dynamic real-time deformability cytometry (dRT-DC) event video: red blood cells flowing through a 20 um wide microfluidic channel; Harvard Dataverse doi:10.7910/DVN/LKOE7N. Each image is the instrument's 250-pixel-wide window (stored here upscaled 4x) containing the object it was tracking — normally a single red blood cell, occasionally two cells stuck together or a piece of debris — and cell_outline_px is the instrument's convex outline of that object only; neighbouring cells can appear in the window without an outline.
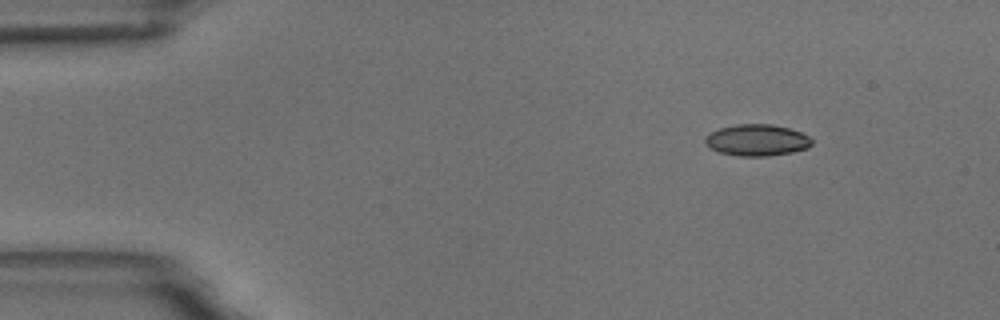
{"species": "common noctule bat (a hibernating species)", "species_latin": "Nyctalus noctula", "temperature_condition": "room temperature", "stored_images_in_passage": 51, "camera_frame_rate_fps": 3000, "um_per_image_px": 0.085, "animal": {"sex": "male", "body_mass_g": 18.8}, "frame": {"image": 1, "passage_image": 1, "time_ms": 0.0, "image_size_px": [1000, 320], "cell_outline_px": [[812, 144], [808, 148], [792, 152], [768, 156], [736, 156], [720, 152], [708, 148], [704, 144], [704, 140], [712, 132], [720, 128], [736, 124], [772, 124], [788, 128], [800, 132], [808, 136], [812, 140]], "centroid_in_image_um": [64.33, 11.92], "position_along_channel_um": 20.7, "area_um2": 19.59}}
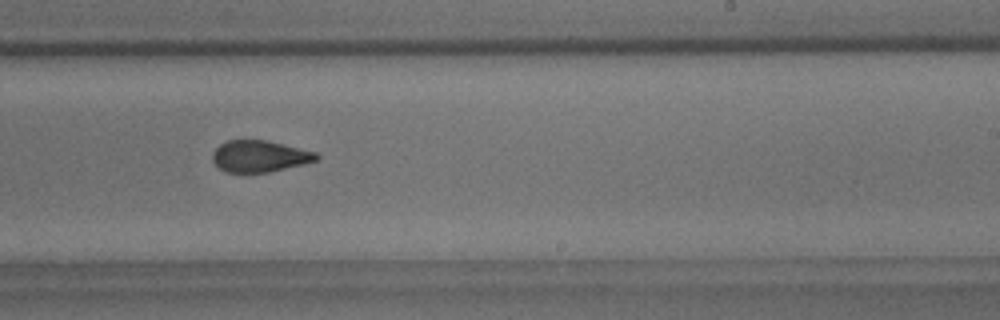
{"frame": {"image": 2, "passage_image": 29, "time_ms": 9.333, "image_size_px": [1000, 320], "cell_outline_px": [[320, 156], [316, 160], [304, 164], [268, 172], [228, 172], [220, 168], [212, 160], [212, 152], [220, 144], [228, 140], [244, 136], [268, 140], [316, 152]], "centroid_in_image_um": [22.03, 13.22], "position_along_channel_um": 267.0, "area_um2": 19.59}}
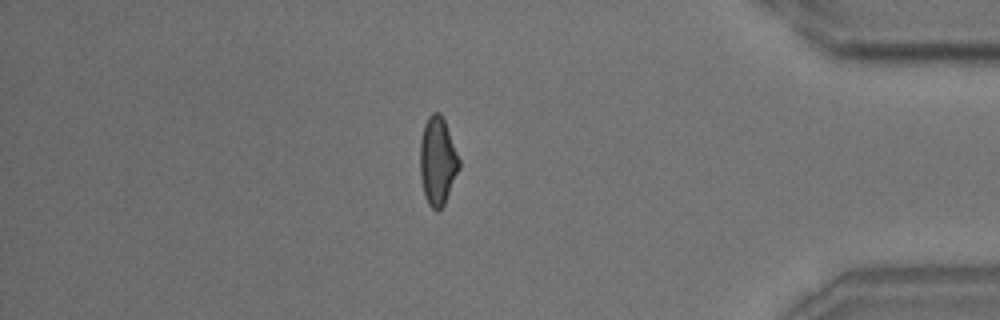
{"frame": {"image": 3, "passage_image": 43, "time_ms": 14.0, "image_size_px": [1000, 320], "cell_outline_px": [[460, 168], [444, 204], [436, 212], [428, 204], [424, 196], [420, 176], [420, 140], [424, 124], [428, 116], [432, 112], [440, 112], [444, 120], [460, 160]], "centroid_in_image_um": [37.18, 13.69], "position_along_channel_um": 398.0, "area_um2": 20.11}, "authors_computed_cell_mechanics": {"area_um2": 20.1144, "velocity_mm_per_s": 3.5334, "shape_relaxation_time_tau1_ms": 8.7499, "shape_relaxation_time_tau2_ms": 1.3402, "deformation_change_tau1": 0.1997, "deformation_change_tau2": 0.0717}}